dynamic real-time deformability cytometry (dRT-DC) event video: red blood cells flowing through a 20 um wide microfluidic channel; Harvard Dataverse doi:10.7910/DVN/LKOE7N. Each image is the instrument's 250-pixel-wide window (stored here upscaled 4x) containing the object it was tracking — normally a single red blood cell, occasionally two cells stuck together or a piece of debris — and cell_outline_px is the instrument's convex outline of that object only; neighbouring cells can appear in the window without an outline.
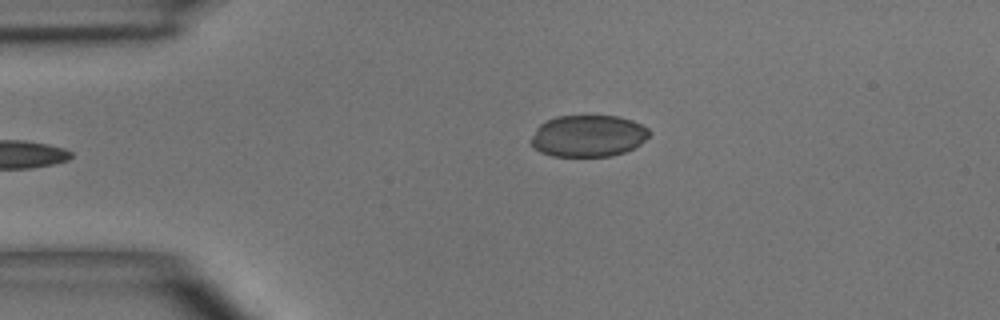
{"species": "common noctule bat (a hibernating species)", "species_latin": "Nyctalus noctula", "temperature_condition": "room temperature", "stored_images_in_passage": 2, "camera_frame_rate_fps": 3000, "um_per_image_px": 0.085, "animal": {"sex": "male", "body_mass_g": 15.6}, "frame": {"image": 1, "passage_image": 1, "time_ms": 0.0, "image_size_px": [1000, 320], "cell_outline_px": [[652, 132], [640, 144], [624, 152], [612, 156], [552, 156], [540, 152], [528, 140], [536, 128], [544, 120], [556, 116], [620, 116], [632, 120], [648, 128]], "centroid_in_image_um": [49.97, 11.54], "position_along_channel_um": 35.0, "area_um2": 28.96}}